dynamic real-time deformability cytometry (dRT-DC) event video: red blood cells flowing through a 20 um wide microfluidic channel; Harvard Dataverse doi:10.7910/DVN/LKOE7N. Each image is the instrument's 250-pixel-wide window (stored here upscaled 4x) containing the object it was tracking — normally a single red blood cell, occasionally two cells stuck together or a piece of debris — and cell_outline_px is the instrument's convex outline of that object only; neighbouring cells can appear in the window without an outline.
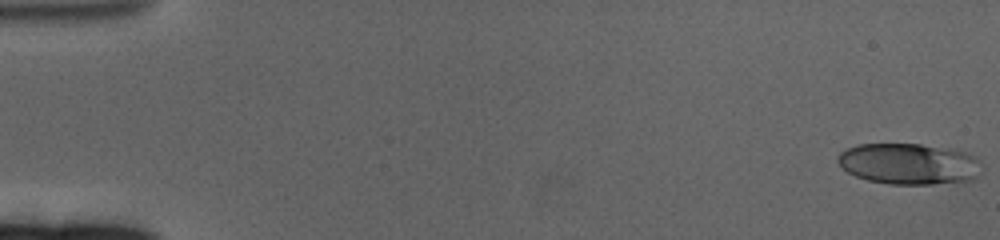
{"species": "human", "species_latin": "Homo sapiens", "temperature_condition": "cold", "stored_images_in_passage": 62, "camera_frame_rate_fps": 3000, "um_per_image_px": 0.085, "donor": {"sex": "female"}, "frame": {"image": 1, "passage_image": 1, "time_ms": 0.0, "image_size_px": [1000, 240], "cell_outline_px": [[976, 176], [972, 180], [932, 184], [888, 184], [868, 180], [856, 176], [848, 172], [836, 160], [836, 156], [840, 152], [856, 144], [920, 144], [964, 152], [972, 156], [976, 160]], "centroid_in_image_um": [77.14, 13.93], "position_along_channel_um": 7.9, "area_um2": 33.76}}
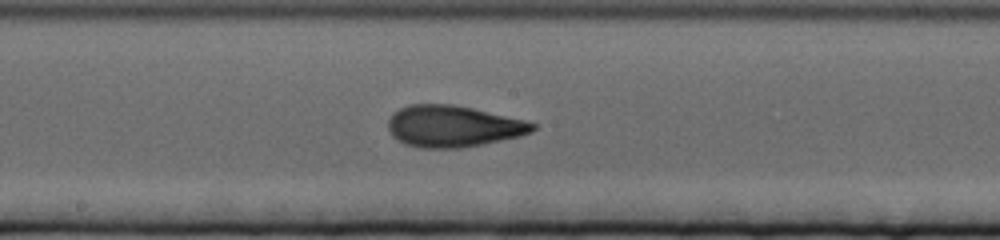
{"frame": {"image": 2, "passage_image": 34, "time_ms": 11.0, "image_size_px": [1000, 240], "cell_outline_px": [[536, 128], [532, 132], [520, 136], [460, 148], [420, 148], [404, 144], [392, 136], [388, 128], [388, 120], [400, 108], [408, 104], [452, 104], [472, 108], [524, 120], [536, 124]], "centroid_in_image_um": [38.49, 10.73], "position_along_channel_um": 209.7, "area_um2": 34.74}}
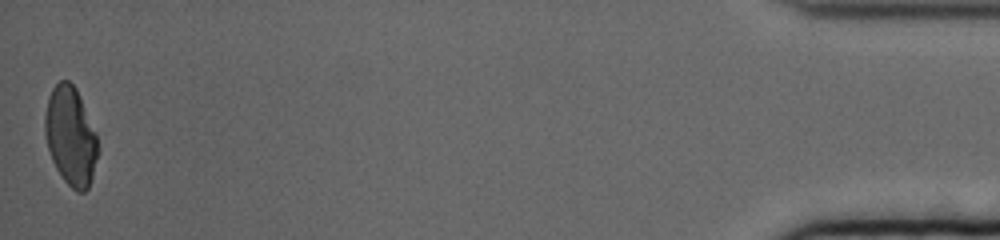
{"frame": {"image": 3, "passage_image": 62, "time_ms": 20.333, "image_size_px": [1000, 240], "cell_outline_px": [[100, 148], [92, 176], [88, 188], [84, 192], [76, 192], [64, 180], [56, 168], [52, 160], [48, 148], [44, 132], [44, 116], [48, 96], [52, 88], [60, 80], [68, 80], [76, 88], [80, 96], [96, 132]], "centroid_in_image_um": [6.01, 11.56], "position_along_channel_um": 429.2, "area_um2": 30.69}, "authors_computed_cell_mechanics": {"area_um2": 33.3217, "velocity_mm_per_s": 3.2764, "shape_relaxation_time_tau1_ms": 7.9884, "shape_relaxation_time_tau2_ms": 1.8016, "deformation_change_tau1": 0.2223, "deformation_change_tau2": 0.0959}}